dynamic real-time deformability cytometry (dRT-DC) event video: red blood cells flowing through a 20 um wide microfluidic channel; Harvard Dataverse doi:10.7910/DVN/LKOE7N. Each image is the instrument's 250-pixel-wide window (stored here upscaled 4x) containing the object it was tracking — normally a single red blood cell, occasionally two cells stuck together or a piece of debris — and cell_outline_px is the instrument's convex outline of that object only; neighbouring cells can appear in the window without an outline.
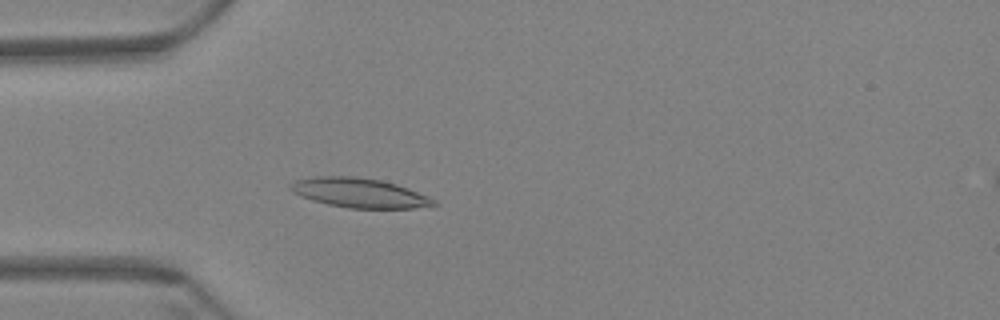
{"species": "Egyptian fruit bat (a non-hibernating species)", "species_latin": "Rousettus aegyptiacus", "temperature_condition": "warm", "stored_images_in_passage": 60, "camera_frame_rate_fps": 3000, "um_per_image_px": 0.085, "animal": {"sex": "female"}, "frame": {"image": 1, "passage_image": 18, "time_ms": 5.667, "image_size_px": [1000, 320], "cell_outline_px": [[440, 204], [412, 208], [348, 208], [328, 204], [312, 200], [300, 196], [292, 192], [288, 188], [296, 180], [312, 176], [352, 176], [380, 180], [396, 184], [408, 188], [428, 196], [436, 200]], "centroid_in_image_um": [30.53, 16.39], "position_along_channel_um": 54.5, "area_um2": 24.57}}
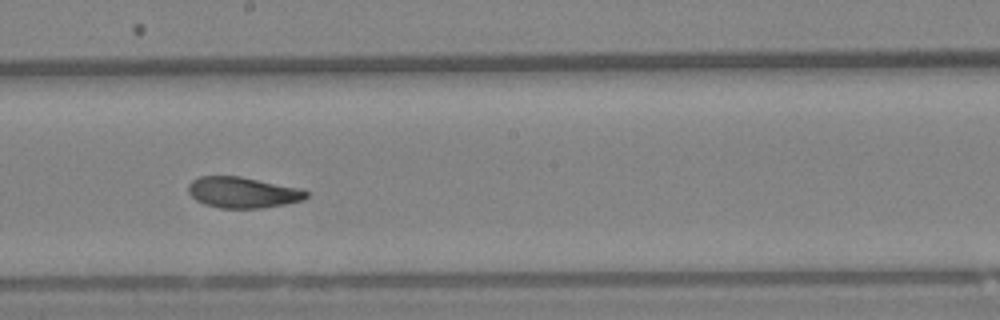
{"frame": {"image": 2, "passage_image": 34, "time_ms": 11.0, "image_size_px": [1000, 320], "cell_outline_px": [[308, 196], [304, 200], [284, 204], [260, 208], [220, 208], [204, 204], [196, 200], [188, 192], [188, 184], [192, 180], [200, 176], [240, 176], [300, 188], [308, 192]], "centroid_in_image_um": [20.62, 16.35], "position_along_channel_um": 227.6, "area_um2": 21.27}}
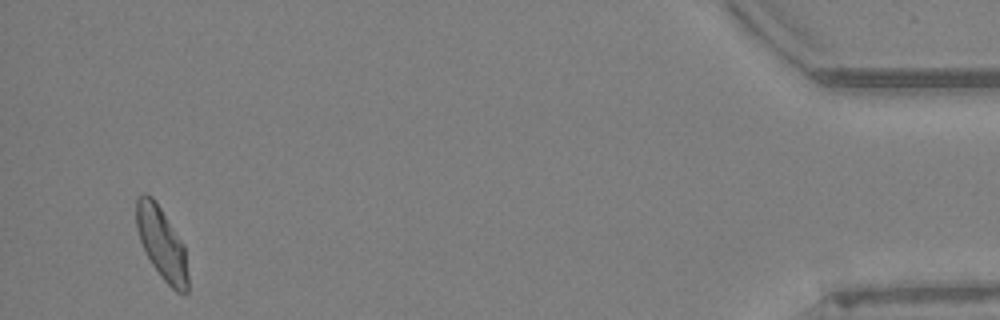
{"frame": {"image": 3, "passage_image": 58, "time_ms": 19.0, "image_size_px": [1000, 320], "cell_outline_px": [[188, 292], [176, 292], [160, 276], [152, 264], [140, 240], [136, 228], [136, 200], [144, 192], [152, 196], [184, 244], [188, 276]], "centroid_in_image_um": [13.75, 20.69], "position_along_channel_um": 421.5, "area_um2": 21.44}, "authors_computed_cell_mechanics": {"area_um2": 21.964, "velocity_mm_per_s": 3.4017, "shape_relaxation_time_tau1_ms": 7.2532, "shape_relaxation_time_tau2_ms": 2.196, "deformation_change_tau1": 0.1837, "deformation_change_tau2": 0.0812}}